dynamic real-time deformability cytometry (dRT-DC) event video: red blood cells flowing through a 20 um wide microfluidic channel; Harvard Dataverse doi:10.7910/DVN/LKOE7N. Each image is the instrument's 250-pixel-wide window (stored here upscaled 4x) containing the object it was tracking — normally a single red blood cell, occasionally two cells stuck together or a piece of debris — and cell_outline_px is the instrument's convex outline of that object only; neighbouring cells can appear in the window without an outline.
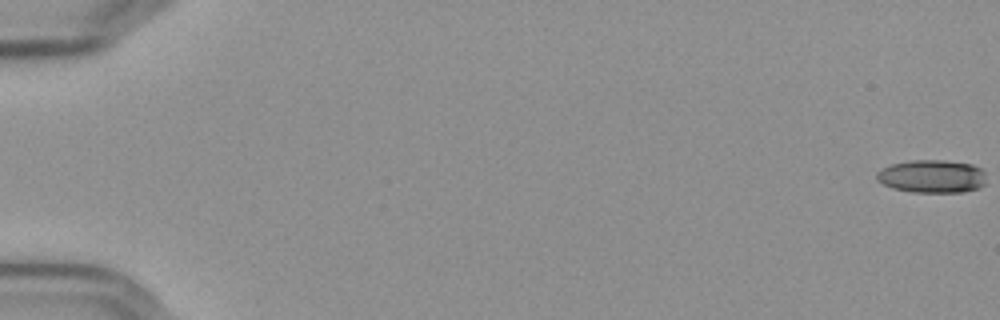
{"species": "Egyptian fruit bat (a non-hibernating species)", "species_latin": "Rousettus aegyptiacus", "temperature_condition": "cold", "stored_images_in_passage": 58, "camera_frame_rate_fps": 3000, "um_per_image_px": 0.085, "frame": {"image": 1, "passage_image": 1, "time_ms": 0.0, "image_size_px": [1000, 320], "cell_outline_px": [[984, 184], [976, 188], [964, 192], [912, 192], [892, 188], [876, 180], [876, 172], [892, 164], [912, 160], [944, 160], [972, 164], [980, 168], [984, 172]], "centroid_in_image_um": [79.2, 14.99], "position_along_channel_um": 5.8, "area_um2": 20.98}}
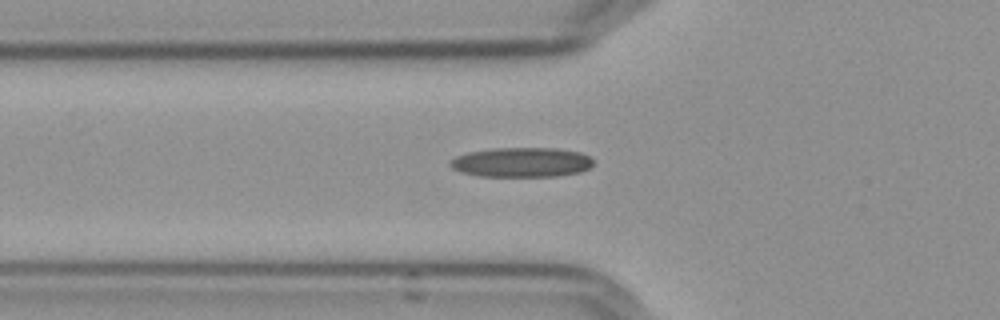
{"frame": {"image": 2, "passage_image": 22, "time_ms": 7.0, "image_size_px": [1000, 320], "cell_outline_px": [[592, 164], [588, 168], [580, 172], [556, 176], [480, 176], [460, 172], [452, 168], [448, 164], [448, 160], [456, 156], [468, 152], [492, 148], [556, 148], [580, 152], [592, 156]], "centroid_in_image_um": [44.3, 13.79], "position_along_channel_um": 81.5, "area_um2": 24.91}}
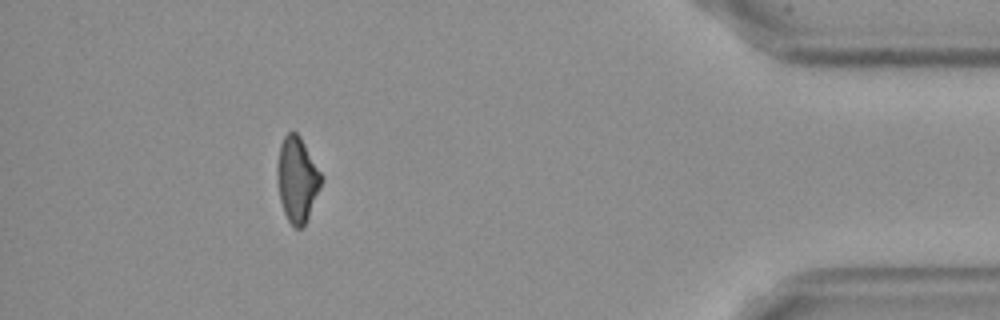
{"frame": {"image": 3, "passage_image": 53, "time_ms": 17.333, "image_size_px": [1000, 320], "cell_outline_px": [[324, 180], [304, 228], [296, 228], [288, 220], [284, 212], [280, 200], [276, 176], [276, 168], [280, 144], [284, 136], [288, 132], [296, 132], [300, 136], [324, 176]], "centroid_in_image_um": [25.27, 15.25], "position_along_channel_um": 409.9, "area_um2": 22.25}}